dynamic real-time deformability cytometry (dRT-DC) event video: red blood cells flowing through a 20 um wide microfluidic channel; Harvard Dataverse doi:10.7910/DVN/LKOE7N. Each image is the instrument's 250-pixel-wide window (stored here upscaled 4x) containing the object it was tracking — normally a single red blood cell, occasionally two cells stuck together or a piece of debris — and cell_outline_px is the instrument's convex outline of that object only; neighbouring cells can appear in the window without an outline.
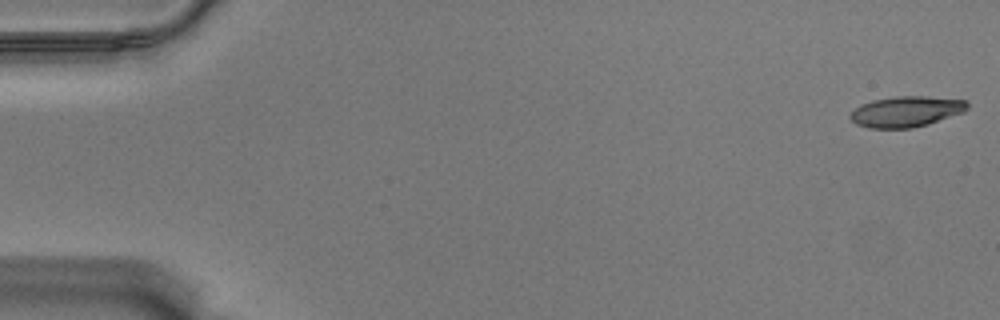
{"species": "Egyptian fruit bat (a non-hibernating species)", "species_latin": "Rousettus aegyptiacus", "temperature_condition": "warm", "stored_images_in_passage": 57, "camera_frame_rate_fps": 3000, "um_per_image_px": 0.085, "animal": {"sex": "male"}, "frame": {"image": 1, "passage_image": 1, "time_ms": 0.0, "image_size_px": [1000, 320], "cell_outline_px": [[968, 108], [964, 112], [928, 124], [912, 128], [868, 128], [856, 124], [848, 116], [860, 104], [872, 100], [896, 96], [924, 96], [968, 100]], "centroid_in_image_um": [77.03, 9.48], "position_along_channel_um": 8.0, "area_um2": 21.04}}
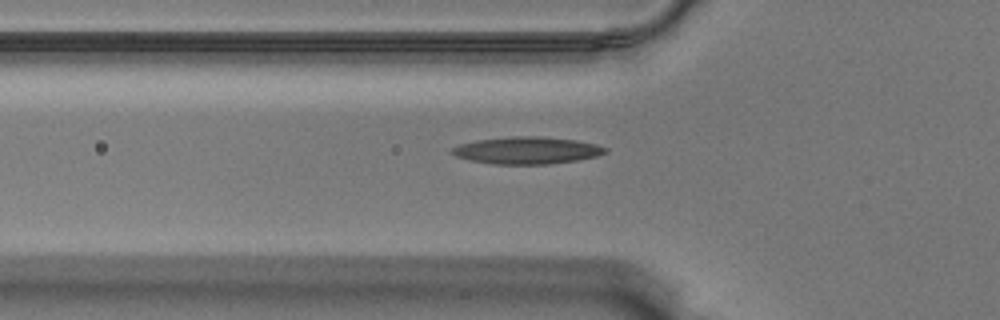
{"frame": {"image": 2, "passage_image": 20, "time_ms": 6.333, "image_size_px": [1000, 320], "cell_outline_px": [[608, 152], [596, 156], [576, 160], [548, 164], [492, 164], [468, 160], [456, 156], [452, 152], [452, 148], [460, 144], [476, 140], [512, 136], [540, 136], [576, 140], [596, 144], [608, 148]], "centroid_in_image_um": [44.8, 12.78], "position_along_channel_um": 81.0, "area_um2": 24.22}}
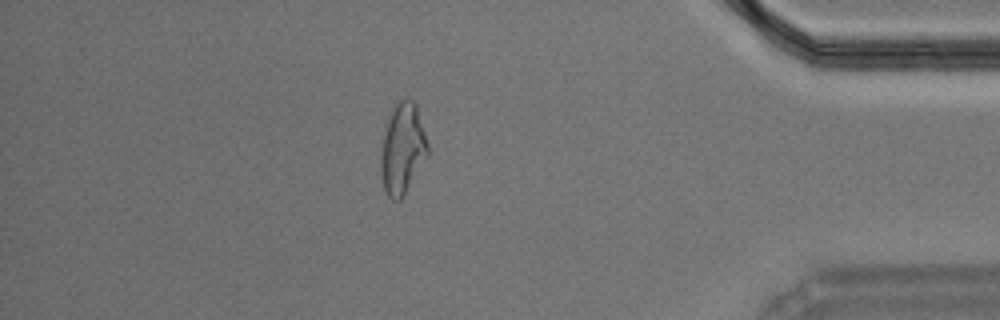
{"frame": {"image": 3, "passage_image": 50, "time_ms": 16.333, "image_size_px": [1000, 320], "cell_outline_px": [[428, 156], [400, 200], [392, 200], [388, 196], [384, 188], [380, 168], [380, 156], [384, 136], [388, 120], [392, 108], [396, 100], [412, 100], [416, 104], [428, 144]], "centroid_in_image_um": [34.21, 12.64], "position_along_channel_um": 401.0, "area_um2": 24.51}, "authors_computed_cell_mechanics": {"area_um2": 22.3686, "velocity_mm_per_s": 3.5475, "shape_relaxation_time_tau1_ms": null, "shape_relaxation_time_tau2_ms": 2.5089, "deformation_change_tau1": null, "deformation_change_tau2": 0.1154}}